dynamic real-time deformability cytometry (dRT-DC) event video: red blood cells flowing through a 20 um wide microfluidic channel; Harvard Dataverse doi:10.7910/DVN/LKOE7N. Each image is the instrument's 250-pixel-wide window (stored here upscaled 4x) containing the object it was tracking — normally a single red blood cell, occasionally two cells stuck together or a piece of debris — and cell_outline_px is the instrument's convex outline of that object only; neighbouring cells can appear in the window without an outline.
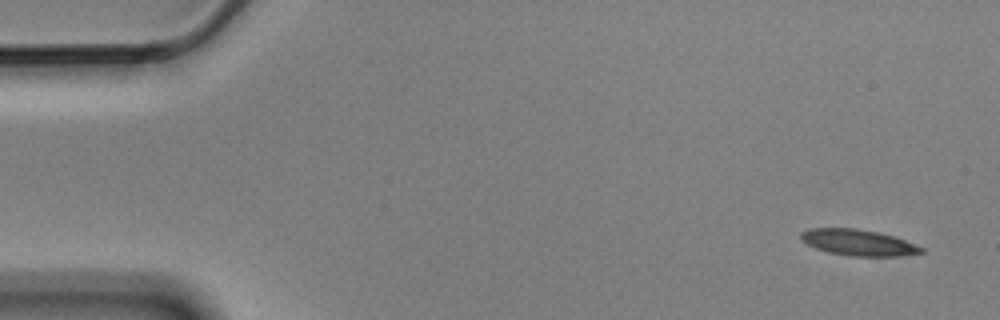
{"species": "Egyptian fruit bat (a non-hibernating species)", "species_latin": "Rousettus aegyptiacus", "temperature_condition": "cold", "stored_images_in_passage": 6, "camera_frame_rate_fps": 3000, "um_per_image_px": 0.085, "animal": {"sex": "male"}, "frame": {"image": 1, "passage_image": 1, "time_ms": 0.0, "image_size_px": [1000, 320], "cell_outline_px": [[924, 252], [900, 256], [848, 256], [828, 252], [816, 248], [800, 240], [800, 232], [808, 228], [856, 228], [876, 232], [892, 236], [904, 240], [924, 248]], "centroid_in_image_um": [72.91, 20.61], "position_along_channel_um": 12.1, "area_um2": 18.26}}
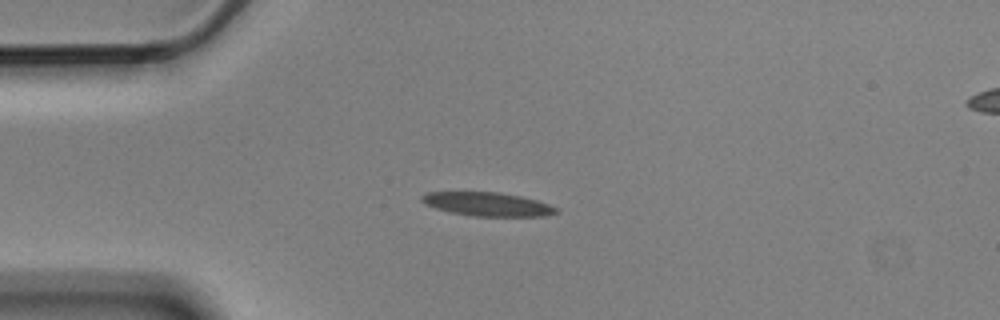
{"frame": {"image": 2, "passage_image": 4, "time_ms": 1.0, "image_size_px": [1000, 320], "cell_outline_px": [[560, 212], [544, 216], [472, 216], [452, 212], [436, 208], [424, 204], [420, 200], [420, 196], [428, 192], [500, 192], [520, 196], [536, 200], [560, 208]], "centroid_in_image_um": [41.45, 17.35], "position_along_channel_um": 43.5, "area_um2": 18.61}}
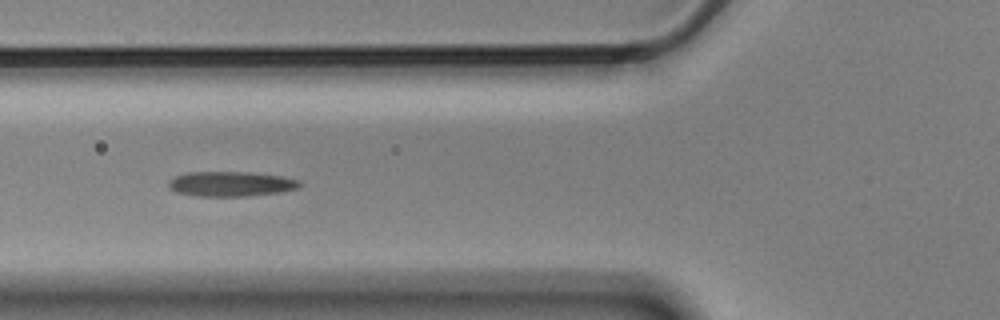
{"frame": {"image": 3, "passage_image": 6, "time_ms": 1.667, "image_size_px": [1000, 320], "cell_outline_px": [[300, 184], [296, 188], [280, 192], [248, 196], [200, 196], [176, 192], [168, 188], [168, 180], [176, 176], [188, 172], [248, 172], [280, 176], [300, 180]], "centroid_in_image_um": [19.58, 15.63], "position_along_channel_um": 106.2, "area_um2": 18.9}}